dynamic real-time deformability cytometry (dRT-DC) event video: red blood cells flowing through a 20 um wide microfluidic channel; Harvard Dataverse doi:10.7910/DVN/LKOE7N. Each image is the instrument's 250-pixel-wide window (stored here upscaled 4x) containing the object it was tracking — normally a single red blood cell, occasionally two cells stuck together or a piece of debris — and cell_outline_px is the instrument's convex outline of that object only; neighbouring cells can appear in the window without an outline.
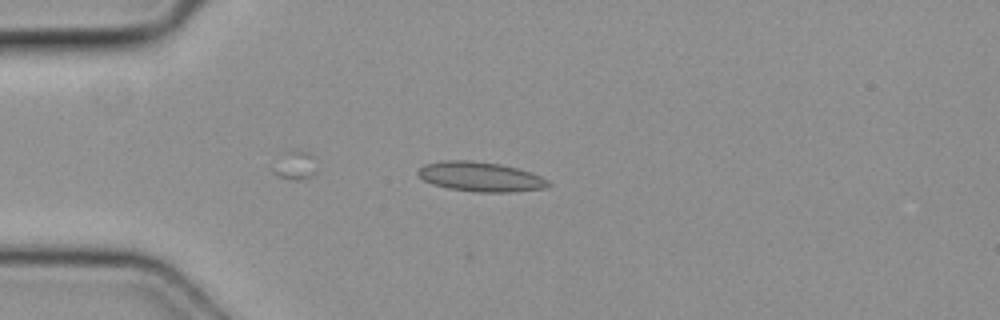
{"species": "common noctule bat (a hibernating species)", "species_latin": "Nyctalus noctula", "temperature_condition": "cold", "stored_images_in_passage": 4, "camera_frame_rate_fps": 3000, "um_per_image_px": 0.085, "animal": {"sex": "female", "body_mass_g": 19.3, "forearm_length_mm": 54.1}, "frame": {"image": 1, "passage_image": 1, "time_ms": 0.0, "image_size_px": [1000, 320], "cell_outline_px": [[552, 184], [544, 188], [512, 192], [476, 192], [448, 188], [432, 184], [424, 180], [416, 172], [424, 164], [440, 160], [468, 160], [500, 164], [532, 172], [548, 180]], "centroid_in_image_um": [40.83, 15.02], "position_along_channel_um": 44.2, "area_um2": 22.54}}
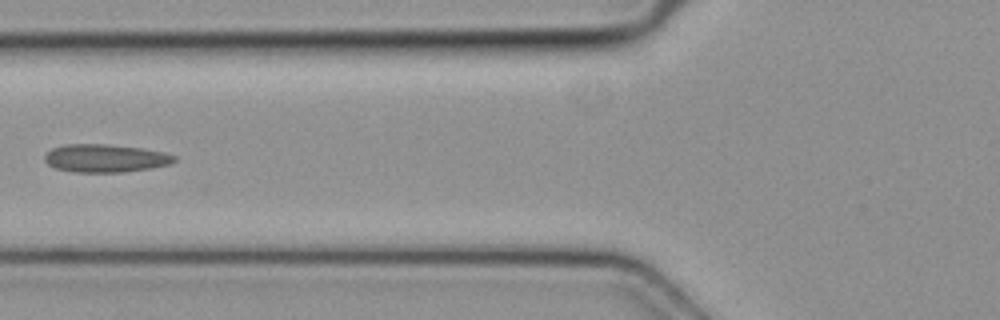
{"frame": {"image": 2, "passage_image": 3, "time_ms": 0.667, "image_size_px": [1000, 320], "cell_outline_px": [[176, 160], [168, 164], [152, 168], [124, 172], [72, 172], [56, 168], [48, 164], [44, 160], [44, 156], [52, 148], [64, 144], [108, 144], [144, 148], [164, 152], [176, 156]], "centroid_in_image_um": [8.95, 13.44], "position_along_channel_um": 116.8, "area_um2": 21.27}}
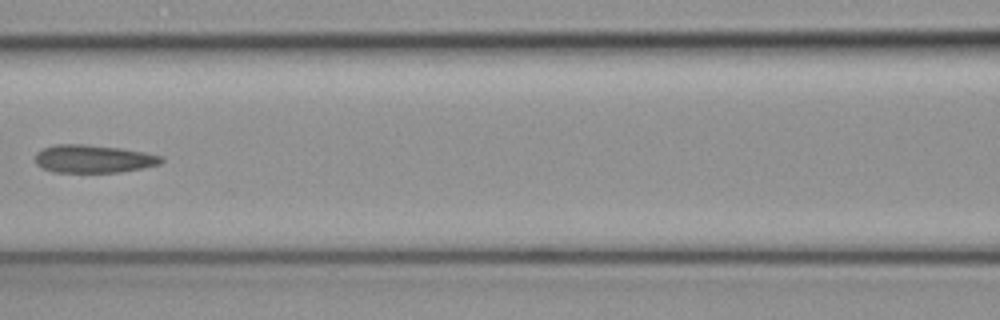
{"frame": {"image": 3, "passage_image": 4, "time_ms": 1.0, "image_size_px": [1000, 320], "cell_outline_px": [[164, 160], [160, 164], [120, 172], [52, 172], [40, 168], [32, 160], [36, 152], [44, 148], [56, 144], [88, 144], [120, 148], [144, 152], [164, 156]], "centroid_in_image_um": [7.88, 13.5], "position_along_channel_um": 158.7, "area_um2": 20.81}}